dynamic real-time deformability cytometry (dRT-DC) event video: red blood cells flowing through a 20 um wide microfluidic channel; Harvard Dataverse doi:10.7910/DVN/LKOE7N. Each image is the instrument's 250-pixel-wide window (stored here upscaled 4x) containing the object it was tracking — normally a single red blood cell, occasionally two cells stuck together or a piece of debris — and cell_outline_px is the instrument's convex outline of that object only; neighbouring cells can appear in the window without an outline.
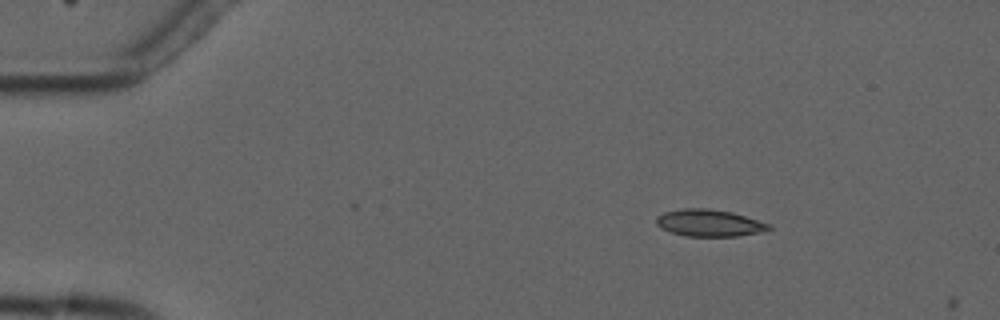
{"species": "common noctule bat (a hibernating species)", "species_latin": "Nyctalus noctula", "temperature_condition": "cold", "stored_images_in_passage": 4, "camera_frame_rate_fps": 3000, "um_per_image_px": 0.085, "animal": {"sex": "male", "forearm_length_mm": 52.5}, "frame": {"image": 1, "passage_image": 3, "time_ms": 2.333, "image_size_px": [1000, 320], "cell_outline_px": [[772, 228], [764, 232], [736, 236], [684, 236], [660, 228], [656, 224], [656, 216], [664, 212], [684, 208], [708, 208], [732, 212], [772, 224]], "centroid_in_image_um": [60.31, 18.95], "position_along_channel_um": 24.7, "area_um2": 17.86}}